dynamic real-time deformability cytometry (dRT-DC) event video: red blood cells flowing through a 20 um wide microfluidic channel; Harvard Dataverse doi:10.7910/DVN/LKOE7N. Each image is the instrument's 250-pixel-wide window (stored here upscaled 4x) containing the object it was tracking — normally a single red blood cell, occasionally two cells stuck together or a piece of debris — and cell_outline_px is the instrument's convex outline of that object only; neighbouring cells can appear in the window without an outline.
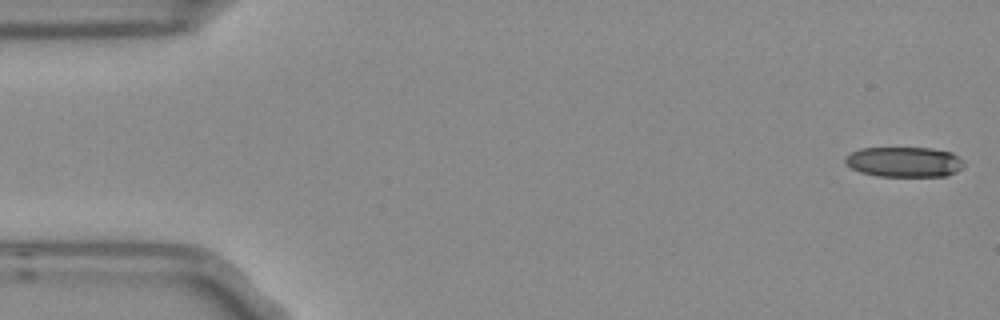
{"species": "Egyptian fruit bat (a non-hibernating species)", "species_latin": "Rousettus aegyptiacus", "temperature_condition": "room temperature", "stored_images_in_passage": 5, "camera_frame_rate_fps": 3000, "um_per_image_px": 0.085, "frame": {"image": 1, "passage_image": 1, "time_ms": 0.0, "image_size_px": [1000, 320], "cell_outline_px": [[964, 168], [948, 176], [876, 176], [860, 172], [844, 164], [844, 156], [860, 148], [932, 148], [952, 152], [964, 160]], "centroid_in_image_um": [76.87, 13.76], "position_along_channel_um": 8.1, "area_um2": 21.21}}
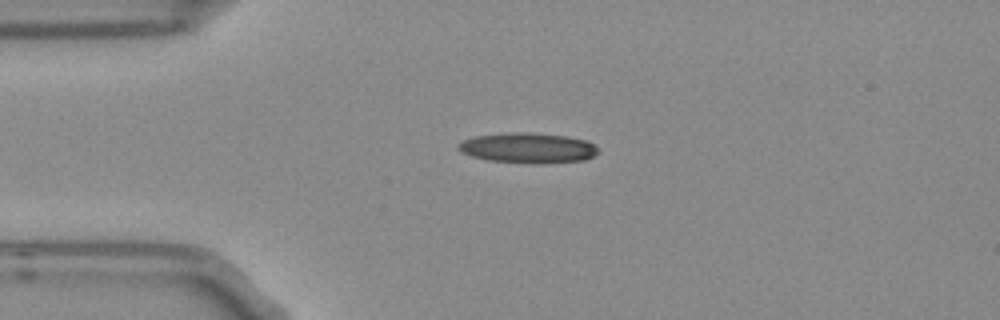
{"frame": {"image": 2, "passage_image": 4, "time_ms": 1.0, "image_size_px": [1000, 320], "cell_outline_px": [[600, 152], [584, 160], [548, 164], [532, 164], [488, 160], [472, 156], [460, 152], [456, 148], [456, 144], [460, 140], [476, 136], [508, 132], [528, 132], [568, 136], [588, 140]], "centroid_in_image_um": [44.85, 12.58], "position_along_channel_um": 40.2, "area_um2": 25.14}}